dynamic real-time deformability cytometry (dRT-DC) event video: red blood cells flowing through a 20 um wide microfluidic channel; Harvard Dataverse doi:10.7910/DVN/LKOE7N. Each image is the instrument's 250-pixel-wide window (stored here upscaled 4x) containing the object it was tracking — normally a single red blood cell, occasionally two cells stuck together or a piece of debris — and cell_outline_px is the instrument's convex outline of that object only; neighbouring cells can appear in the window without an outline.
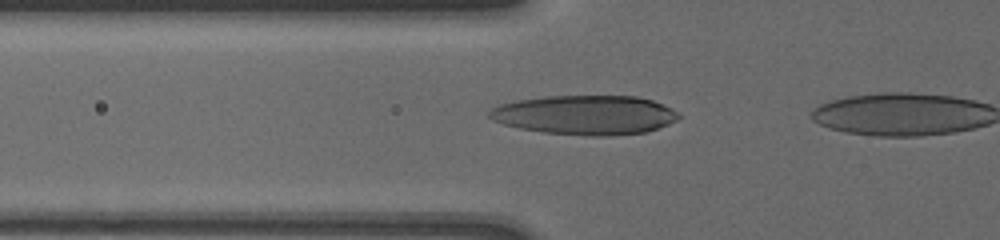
{"species": "human", "species_latin": "Homo sapiens", "temperature_condition": "cold", "stored_images_in_passage": 3, "camera_frame_rate_fps": 3000, "um_per_image_px": 0.085, "donor": {"sex": "male"}, "frame": {"image": 1, "passage_image": 2, "time_ms": 0.667, "image_size_px": [1000, 240], "cell_outline_px": [[680, 116], [676, 120], [668, 124], [644, 132], [612, 136], [592, 136], [544, 132], [520, 128], [504, 124], [492, 120], [488, 116], [488, 112], [492, 108], [500, 104], [516, 100], [544, 96], [636, 96], [652, 100], [676, 112]], "centroid_in_image_um": [49.69, 9.77], "position_along_channel_um": 76.1, "area_um2": 43.12}}